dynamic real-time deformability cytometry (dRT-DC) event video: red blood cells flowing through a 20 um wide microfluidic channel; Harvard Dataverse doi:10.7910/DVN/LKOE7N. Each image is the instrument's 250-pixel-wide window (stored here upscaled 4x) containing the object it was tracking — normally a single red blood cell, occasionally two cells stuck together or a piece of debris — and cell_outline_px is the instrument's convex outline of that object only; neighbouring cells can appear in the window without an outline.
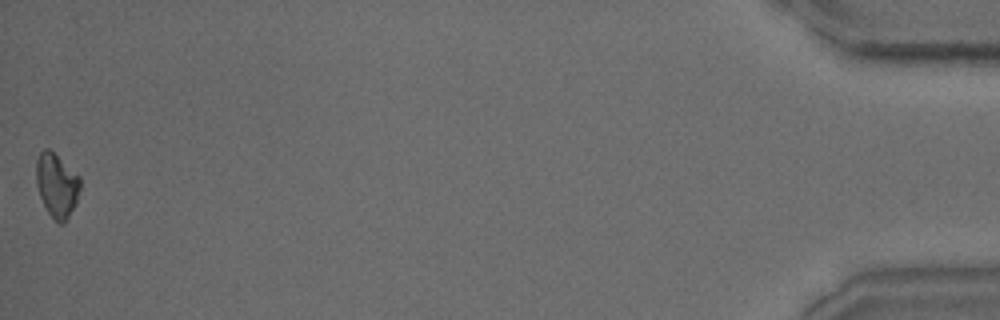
{"species": "common noctule bat (a hibernating species)", "species_latin": "Nyctalus noctula", "temperature_condition": "warm", "stored_images_in_passage": 40, "segment_of_instrument_passage": [2, 2], "camera_frame_rate_fps": 3000, "um_per_image_px": 0.085, "animal": {"sex": "male", "body_mass_g": 15.6}, "frame": {"image": 1, "passage_image": 40, "time_ms": 13.0, "image_size_px": [1000, 320], "cell_outline_px": [[80, 188], [76, 204], [64, 224], [60, 224], [48, 212], [40, 196], [36, 184], [36, 160], [40, 152], [44, 148], [48, 148], [80, 176]], "centroid_in_image_um": [4.83, 15.74], "position_along_channel_um": 430.4, "area_um2": 16.3}}